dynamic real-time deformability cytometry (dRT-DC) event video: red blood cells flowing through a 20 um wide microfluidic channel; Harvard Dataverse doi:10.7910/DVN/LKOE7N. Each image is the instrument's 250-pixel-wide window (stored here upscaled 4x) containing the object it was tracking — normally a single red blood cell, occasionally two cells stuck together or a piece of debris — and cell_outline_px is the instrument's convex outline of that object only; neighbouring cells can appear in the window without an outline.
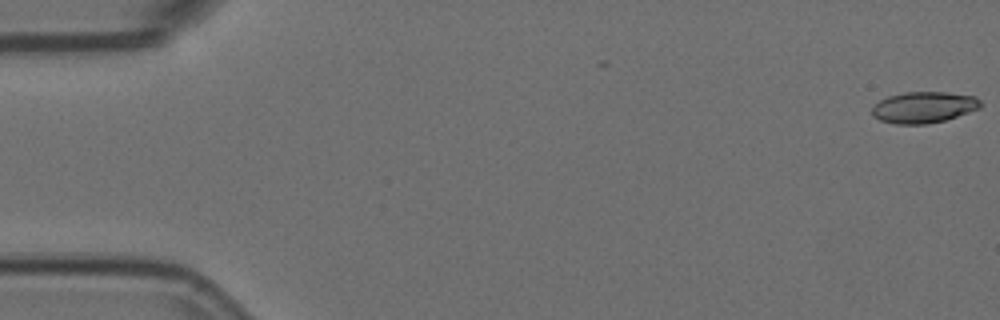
{"species": "Egyptian fruit bat (a non-hibernating species)", "species_latin": "Rousettus aegyptiacus", "temperature_condition": "room temperature", "stored_images_in_passage": 4, "camera_frame_rate_fps": 3000, "um_per_image_px": 0.085, "animal": {"sex": "female"}, "frame": {"image": 1, "passage_image": 1, "time_ms": 0.0, "image_size_px": [1000, 320], "cell_outline_px": [[984, 104], [980, 108], [944, 120], [928, 124], [896, 124], [880, 120], [872, 116], [872, 108], [880, 100], [888, 96], [904, 92], [948, 92], [976, 96]], "centroid_in_image_um": [78.53, 9.11], "position_along_channel_um": 6.5, "area_um2": 19.83}}